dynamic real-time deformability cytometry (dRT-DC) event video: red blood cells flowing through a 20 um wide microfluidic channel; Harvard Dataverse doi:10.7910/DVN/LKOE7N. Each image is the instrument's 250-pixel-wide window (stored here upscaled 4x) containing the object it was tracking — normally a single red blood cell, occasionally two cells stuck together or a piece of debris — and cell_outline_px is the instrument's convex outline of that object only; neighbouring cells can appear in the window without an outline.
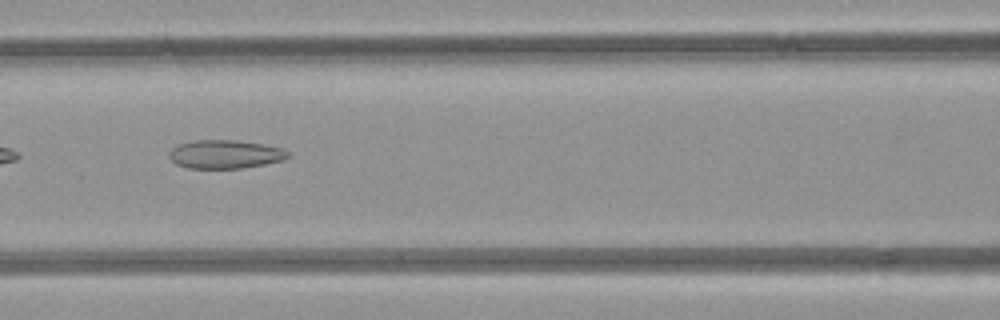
{"species": "common noctule bat (a hibernating species)", "species_latin": "Nyctalus noctula", "temperature_condition": "room temperature", "stored_images_in_passage": 5, "camera_frame_rate_fps": 3000, "um_per_image_px": 0.085, "animal": {"sex": "female", "body_mass_g": 21.9}, "frame": {"image": 1, "passage_image": 5, "time_ms": 5.333, "image_size_px": [1000, 320], "cell_outline_px": [[288, 156], [284, 160], [264, 164], [240, 168], [188, 168], [176, 164], [168, 156], [168, 152], [172, 148], [180, 144], [196, 140], [236, 140], [264, 144], [280, 148], [288, 152]], "centroid_in_image_um": [19.11, 13.11], "position_along_channel_um": 147.5, "area_um2": 19.59}}